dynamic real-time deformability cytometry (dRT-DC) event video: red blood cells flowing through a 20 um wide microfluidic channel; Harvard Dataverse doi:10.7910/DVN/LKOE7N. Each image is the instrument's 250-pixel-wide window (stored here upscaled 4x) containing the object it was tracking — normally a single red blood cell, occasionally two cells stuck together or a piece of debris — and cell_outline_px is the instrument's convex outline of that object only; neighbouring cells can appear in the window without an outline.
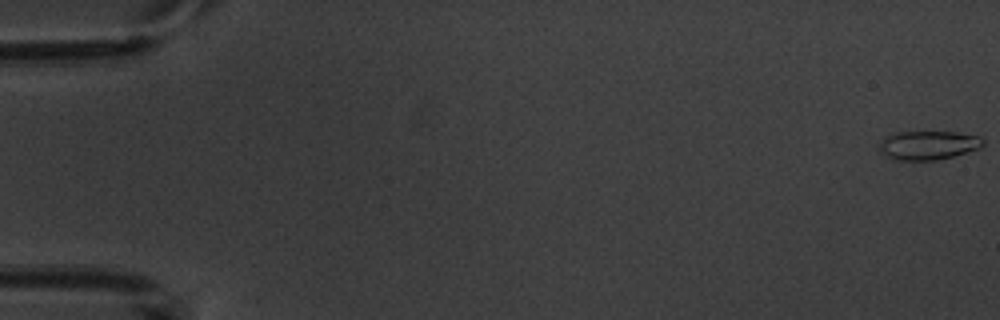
{"species": "common noctule bat (a hibernating species)", "species_latin": "Nyctalus noctula", "temperature_condition": "warm", "stored_images_in_passage": 7, "camera_frame_rate_fps": 3000, "um_per_image_px": 0.085, "animal": {"sex": "male", "body_mass_g": 20.1, "forearm_length_mm": 53.5}, "frame": {"image": 1, "passage_image": 1, "time_ms": 0.0, "image_size_px": [1000, 320], "cell_outline_px": [[984, 144], [980, 148], [940, 160], [892, 160], [880, 152], [880, 144], [884, 136], [892, 132], [956, 132], [980, 136], [984, 140]], "centroid_in_image_um": [78.89, 12.34], "position_along_channel_um": 6.1, "area_um2": 17.69}}
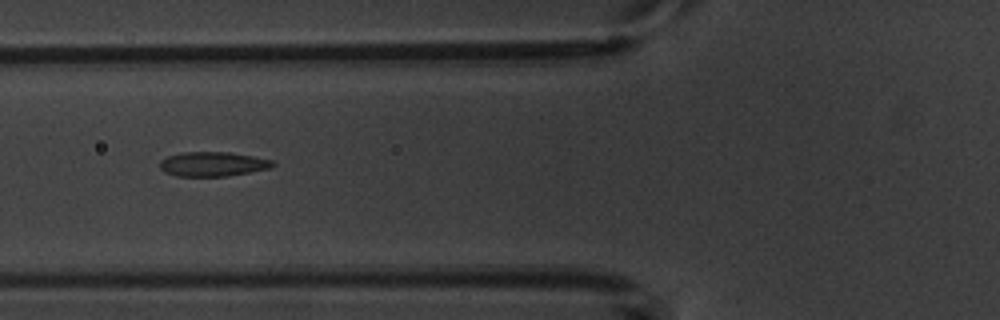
{"frame": {"image": 2, "passage_image": 7, "time_ms": 7.0, "image_size_px": [1000, 320], "cell_outline_px": [[276, 164], [272, 168], [228, 176], [176, 176], [164, 172], [160, 168], [160, 160], [168, 156], [184, 152], [228, 152], [252, 156], [272, 160]], "centroid_in_image_um": [18.09, 13.95], "position_along_channel_um": 107.7, "area_um2": 16.13}}